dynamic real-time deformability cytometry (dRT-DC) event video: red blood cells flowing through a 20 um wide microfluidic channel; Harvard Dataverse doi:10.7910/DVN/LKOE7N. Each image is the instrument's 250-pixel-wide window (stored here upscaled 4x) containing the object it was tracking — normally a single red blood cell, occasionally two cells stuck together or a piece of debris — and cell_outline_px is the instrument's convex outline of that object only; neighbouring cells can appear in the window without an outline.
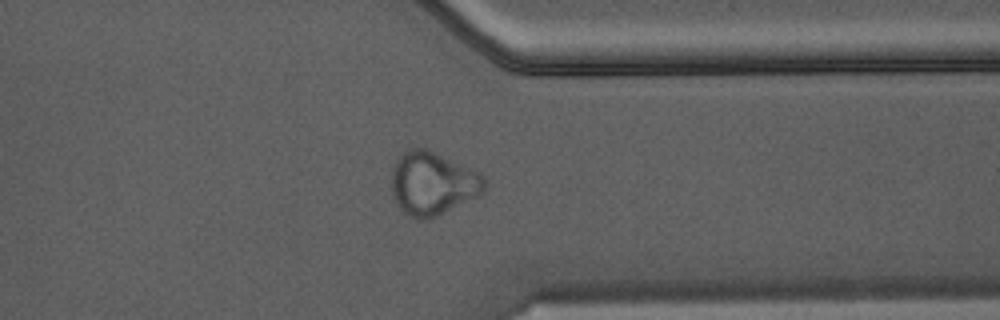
{"species": "Egyptian fruit bat (a non-hibernating species)", "species_latin": "Rousettus aegyptiacus", "temperature_condition": "warm", "stored_images_in_passage": 33, "camera_frame_rate_fps": 3000, "um_per_image_px": 0.085, "animal": {"sex": "male"}, "frame": {"image": 1, "passage_image": 24, "time_ms": 7.667, "image_size_px": [1000, 320], "cell_outline_px": [[488, 184], [484, 192], [480, 196], [428, 220], [416, 220], [408, 216], [396, 204], [392, 196], [392, 164], [404, 152], [412, 148], [424, 148], [480, 172], [484, 176]], "centroid_in_image_um": [36.79, 15.63], "position_along_channel_um": 374.6, "area_um2": 34.68}}